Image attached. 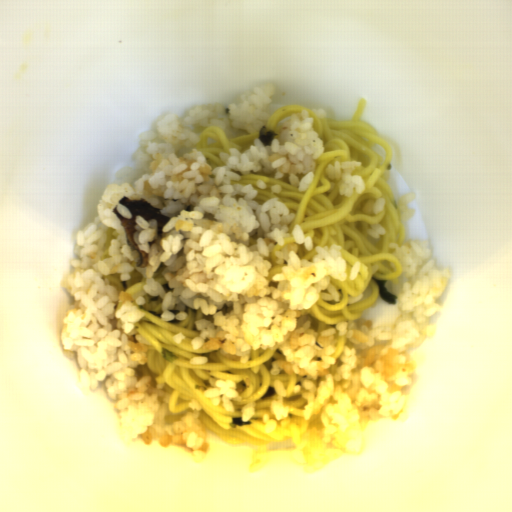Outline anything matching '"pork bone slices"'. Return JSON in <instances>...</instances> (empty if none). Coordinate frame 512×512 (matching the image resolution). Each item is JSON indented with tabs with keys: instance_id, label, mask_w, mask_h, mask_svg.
Instances as JSON below:
<instances>
[{
	"instance_id": "pork-bone-slices-1",
	"label": "pork bone slices",
	"mask_w": 512,
	"mask_h": 512,
	"mask_svg": "<svg viewBox=\"0 0 512 512\" xmlns=\"http://www.w3.org/2000/svg\"><path fill=\"white\" fill-rule=\"evenodd\" d=\"M276 391H275V388H273L272 386H269V388L267 389V391L264 393V395L261 397V400H266L268 398H271L273 397L274 395H276Z\"/></svg>"
}]
</instances>
